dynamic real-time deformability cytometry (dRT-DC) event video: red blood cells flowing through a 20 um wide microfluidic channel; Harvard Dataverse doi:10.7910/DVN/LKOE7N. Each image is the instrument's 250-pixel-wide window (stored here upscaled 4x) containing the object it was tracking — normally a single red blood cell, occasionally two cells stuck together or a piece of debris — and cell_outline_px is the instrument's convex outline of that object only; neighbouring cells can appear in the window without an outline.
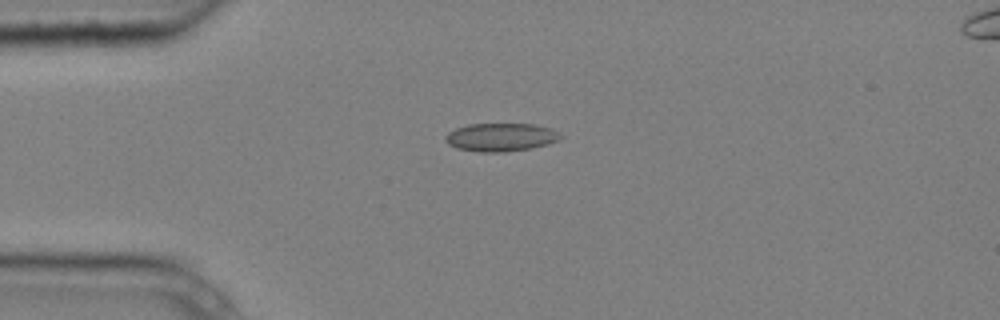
{"species": "common noctule bat (a hibernating species)", "species_latin": "Nyctalus noctula", "temperature_condition": "cold", "stored_images_in_passage": 6, "camera_frame_rate_fps": 3000, "um_per_image_px": 0.085, "animal": {"sex": "male", "body_mass_g": 20.4}, "frame": {"image": 1, "passage_image": 1, "time_ms": 0.0, "image_size_px": [1000, 320], "cell_outline_px": [[564, 136], [560, 140], [548, 144], [532, 148], [504, 152], [480, 152], [456, 148], [448, 144], [444, 140], [444, 136], [448, 132], [456, 128], [468, 124], [536, 124], [552, 128], [560, 132]], "centroid_in_image_um": [42.6, 11.66], "position_along_channel_um": 42.4, "area_um2": 19.25}}
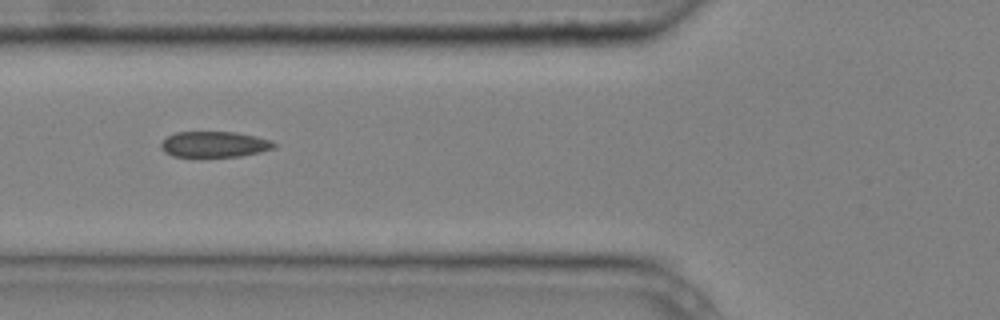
{"frame": {"image": 2, "passage_image": 3, "time_ms": 0.667, "image_size_px": [1000, 320], "cell_outline_px": [[276, 148], [260, 152], [240, 156], [172, 156], [164, 152], [160, 144], [168, 136], [176, 132], [236, 132], [256, 136], [272, 140], [276, 144]], "centroid_in_image_um": [18.26, 12.26], "position_along_channel_um": 107.5, "area_um2": 16.94}}
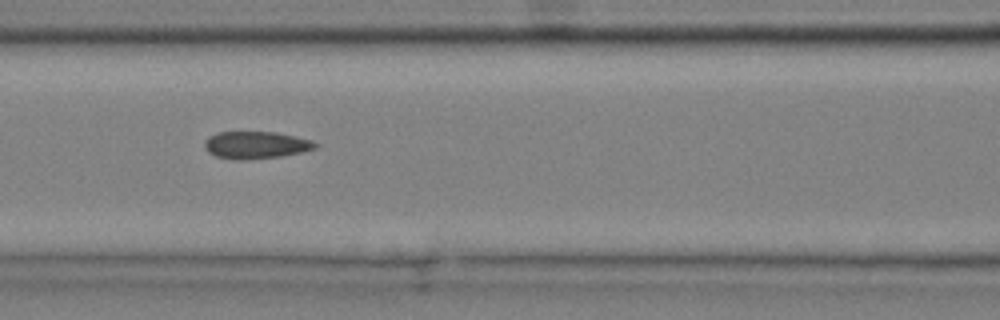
{"frame": {"image": 3, "passage_image": 4, "time_ms": 1.0, "image_size_px": [1000, 320], "cell_outline_px": [[320, 144], [316, 148], [300, 152], [280, 156], [244, 160], [232, 160], [216, 156], [208, 152], [204, 148], [204, 140], [208, 136], [216, 132], [276, 132], [296, 136], [312, 140]], "centroid_in_image_um": [21.72, 12.32], "position_along_channel_um": 144.9, "area_um2": 17.8}}